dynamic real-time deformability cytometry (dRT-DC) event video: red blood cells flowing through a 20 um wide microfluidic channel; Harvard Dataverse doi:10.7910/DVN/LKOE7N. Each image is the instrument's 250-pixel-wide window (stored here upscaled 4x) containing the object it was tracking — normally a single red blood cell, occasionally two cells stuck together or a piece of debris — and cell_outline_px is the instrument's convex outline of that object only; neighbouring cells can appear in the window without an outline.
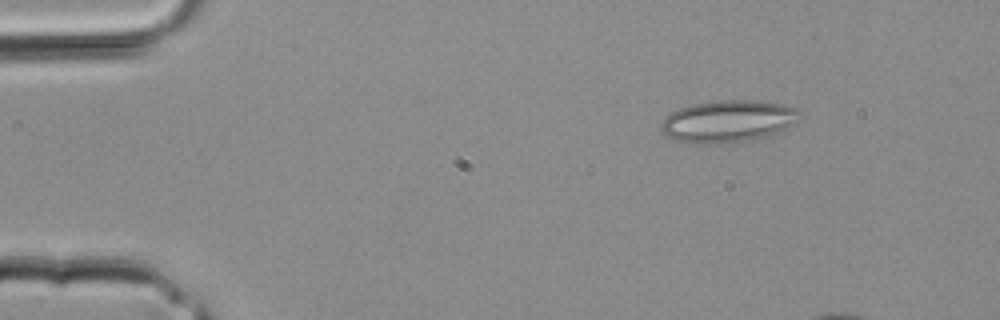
{"species": "common noctule bat (a hibernating species)", "species_latin": "Nyctalus noctula", "temperature_condition": "room temperature", "stored_images_in_passage": 3, "camera_frame_rate_fps": 3000, "um_per_image_px": 0.085, "animal": {"sex": "male", "body_mass_g": 20.4}, "frame": {"image": 1, "passage_image": 1, "time_ms": 0.0, "image_size_px": [1000, 320], "cell_outline_px": [[804, 112], [784, 128], [776, 132], [752, 140], [732, 144], [692, 144], [676, 140], [668, 136], [660, 128], [660, 124], [664, 116], [680, 108], [692, 104], [720, 100], [748, 100], [780, 104], [796, 108]], "centroid_in_image_um": [61.81, 10.32], "position_along_channel_um": 23.2, "area_um2": 33.93}}